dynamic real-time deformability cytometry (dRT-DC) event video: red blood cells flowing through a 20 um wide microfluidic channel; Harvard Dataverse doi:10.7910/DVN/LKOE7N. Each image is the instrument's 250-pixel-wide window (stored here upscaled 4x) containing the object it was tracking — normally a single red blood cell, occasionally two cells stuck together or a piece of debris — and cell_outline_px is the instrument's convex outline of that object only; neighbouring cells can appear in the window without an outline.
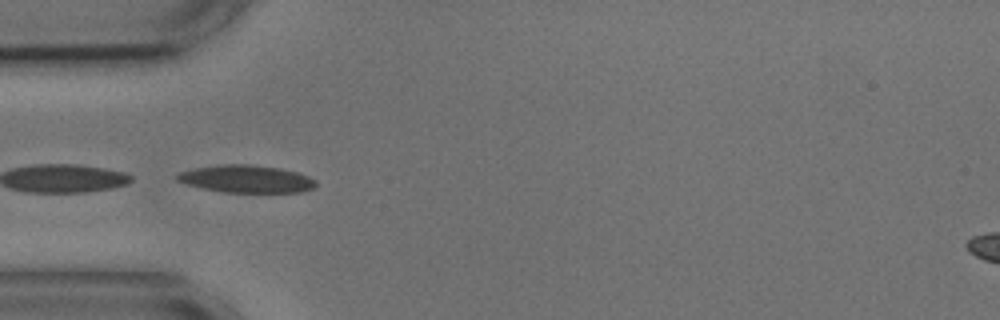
{"species": "common noctule bat (a hibernating species)", "species_latin": "Nyctalus noctula", "temperature_condition": "cold", "stored_images_in_passage": 5, "camera_frame_rate_fps": 3000, "um_per_image_px": 0.085, "animal": {"sex": "male", "body_mass_g": 17.9, "forearm_length_mm": 54.2}, "frame": {"image": 1, "passage_image": 4, "time_ms": 3.667, "image_size_px": [1000, 320], "cell_outline_px": [[316, 188], [300, 192], [224, 192], [184, 184], [176, 180], [176, 176], [180, 172], [196, 168], [220, 164], [248, 164], [280, 168], [296, 172], [308, 176], [316, 180]], "centroid_in_image_um": [20.95, 15.21], "position_along_channel_um": 64.0, "area_um2": 22.2}}